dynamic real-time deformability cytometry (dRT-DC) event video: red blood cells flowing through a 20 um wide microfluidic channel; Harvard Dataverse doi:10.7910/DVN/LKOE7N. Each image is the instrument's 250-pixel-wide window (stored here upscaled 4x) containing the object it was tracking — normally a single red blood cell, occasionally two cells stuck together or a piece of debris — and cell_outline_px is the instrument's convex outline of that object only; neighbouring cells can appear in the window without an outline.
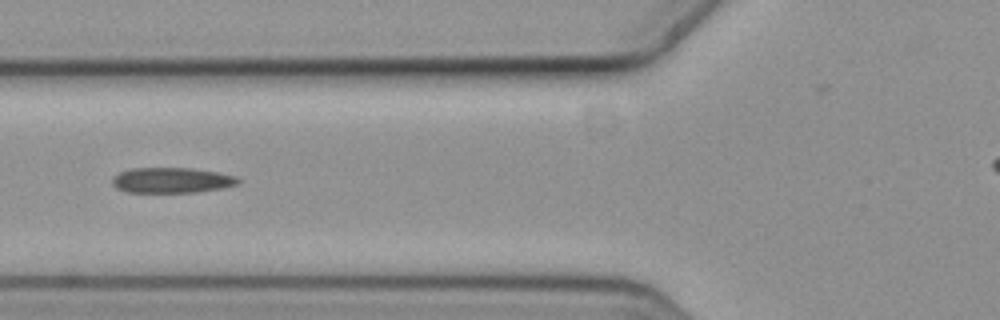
{"species": "common noctule bat (a hibernating species)", "species_latin": "Nyctalus noctula", "temperature_condition": "cold", "stored_images_in_passage": 6, "camera_frame_rate_fps": 3000, "um_per_image_px": 0.085, "animal": {"sex": "female", "body_mass_g": 19.3, "forearm_length_mm": 54.1}, "frame": {"image": 1, "passage_image": 4, "time_ms": 1.0, "image_size_px": [1000, 320], "cell_outline_px": [[240, 184], [224, 188], [196, 192], [128, 192], [116, 188], [112, 184], [112, 180], [120, 172], [132, 168], [192, 168], [216, 172], [236, 176], [240, 180]], "centroid_in_image_um": [14.64, 15.32], "position_along_channel_um": 111.2, "area_um2": 18.61}}
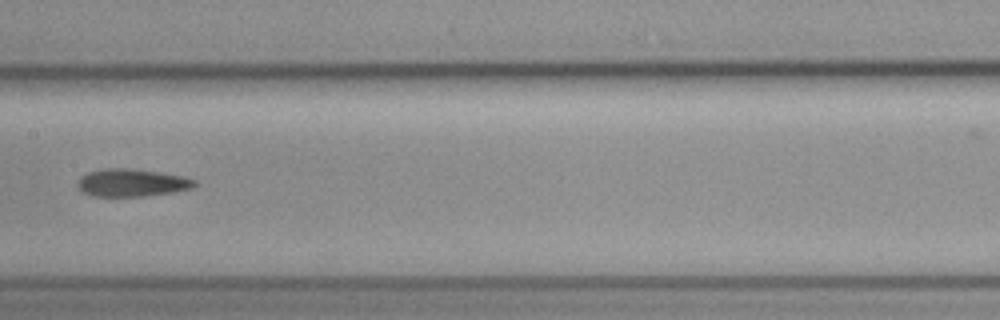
{"frame": {"image": 2, "passage_image": 6, "time_ms": 1.667, "image_size_px": [1000, 320], "cell_outline_px": [[196, 184], [192, 188], [172, 192], [144, 196], [92, 196], [80, 192], [76, 184], [80, 176], [88, 172], [108, 168], [132, 168], [184, 176], [196, 180]], "centroid_in_image_um": [11.16, 15.53], "position_along_channel_um": 196.2, "area_um2": 18.96}}